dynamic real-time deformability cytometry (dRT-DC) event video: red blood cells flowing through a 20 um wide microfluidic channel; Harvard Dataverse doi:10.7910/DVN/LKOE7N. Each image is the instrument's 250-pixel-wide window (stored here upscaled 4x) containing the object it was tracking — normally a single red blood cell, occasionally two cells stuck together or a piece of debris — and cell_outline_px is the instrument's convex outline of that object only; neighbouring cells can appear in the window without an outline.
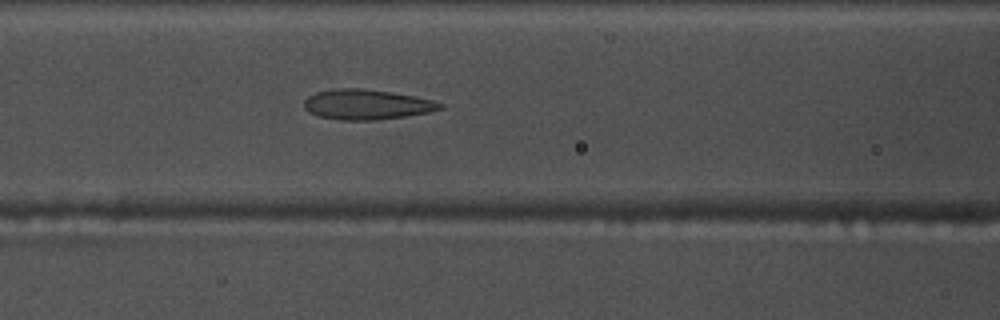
{"species": "common noctule bat (a hibernating species)", "species_latin": "Nyctalus noctula", "temperature_condition": "warm", "stored_images_in_passage": 51, "camera_frame_rate_fps": 3000, "um_per_image_px": 0.085, "animal": {"sex": "male", "body_mass_g": 17.5, "forearm_length_mm": 52.3}, "frame": {"image": 1, "passage_image": 21, "time_ms": 6.667, "image_size_px": [1000, 320], "cell_outline_px": [[444, 108], [432, 112], [376, 120], [340, 120], [316, 116], [308, 112], [304, 108], [304, 100], [308, 96], [316, 92], [332, 88], [364, 88], [392, 92], [432, 100], [444, 104]], "centroid_in_image_um": [31.14, 8.88], "position_along_channel_um": 135.5, "area_um2": 24.1}}
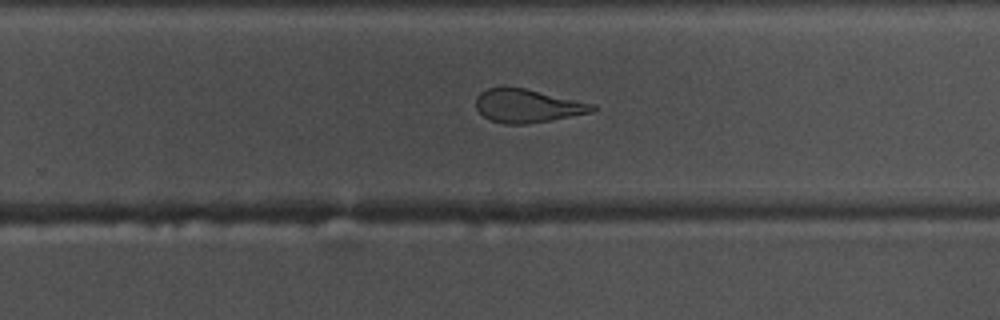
{"frame": {"image": 2, "passage_image": 33, "time_ms": 10.667, "image_size_px": [1000, 320], "cell_outline_px": [[600, 108], [596, 112], [524, 124], [504, 124], [488, 120], [476, 108], [476, 96], [480, 92], [488, 88], [524, 88], [596, 104]], "centroid_in_image_um": [44.88, 9.01], "position_along_channel_um": 284.9, "area_um2": 22.66}}
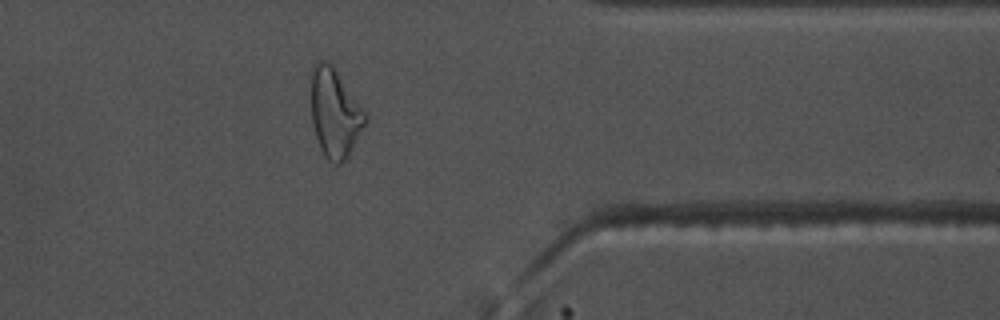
{"frame": {"image": 3, "passage_image": 42, "time_ms": 13.667, "image_size_px": [1000, 320], "cell_outline_px": [[364, 124], [348, 156], [340, 164], [336, 164], [328, 160], [324, 156], [320, 148], [316, 136], [312, 120], [312, 64], [316, 60], [324, 60], [332, 64], [364, 112]], "centroid_in_image_um": [28.41, 9.6], "position_along_channel_um": 383.0, "area_um2": 27.11}, "authors_computed_cell_mechanics": {"area_um2": 25.0852, "velocity_mm_per_s": 3.7498, "shape_relaxation_time_tau1_ms": null, "shape_relaxation_time_tau2_ms": 2.0559, "deformation_change_tau1": null, "deformation_change_tau2": 0.1107}}